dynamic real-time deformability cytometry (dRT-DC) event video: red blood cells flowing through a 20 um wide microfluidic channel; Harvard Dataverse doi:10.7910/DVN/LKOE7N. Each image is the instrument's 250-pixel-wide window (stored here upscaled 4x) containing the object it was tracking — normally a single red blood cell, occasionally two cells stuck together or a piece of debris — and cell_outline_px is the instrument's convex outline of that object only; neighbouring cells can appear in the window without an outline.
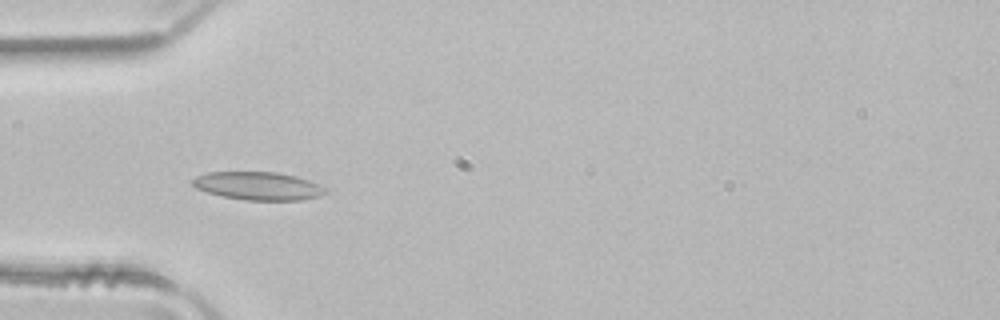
{"species": "common noctule bat (a hibernating species)", "species_latin": "Nyctalus noctula", "temperature_condition": "room temperature", "stored_images_in_passage": 38, "camera_frame_rate_fps": 3000, "um_per_image_px": 0.085, "animal": {"sex": "male", "body_mass_g": 21.5, "forearm_length_mm": 52.0}, "frame": {"image": 1, "passage_image": 9, "time_ms": 2.667, "image_size_px": [1000, 320], "cell_outline_px": [[328, 192], [320, 196], [300, 200], [244, 200], [224, 196], [208, 192], [196, 188], [192, 184], [192, 180], [196, 176], [208, 172], [276, 172], [296, 176], [308, 180], [328, 188]], "centroid_in_image_um": [21.97, 15.8], "position_along_channel_um": 63.0, "area_um2": 21.73}}
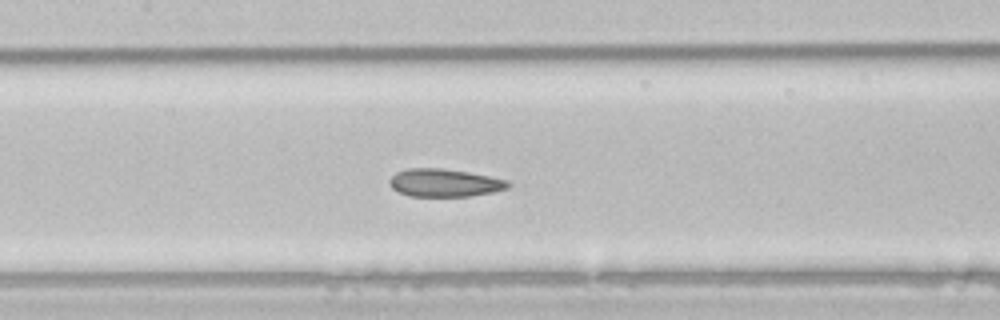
{"frame": {"image": 2, "passage_image": 17, "time_ms": 5.333, "image_size_px": [1000, 320], "cell_outline_px": [[512, 184], [508, 188], [492, 192], [472, 196], [408, 196], [396, 192], [388, 184], [388, 180], [396, 172], [408, 168], [440, 168], [468, 172], [508, 180]], "centroid_in_image_um": [37.75, 15.54], "position_along_channel_um": 169.7, "area_um2": 19.42}}
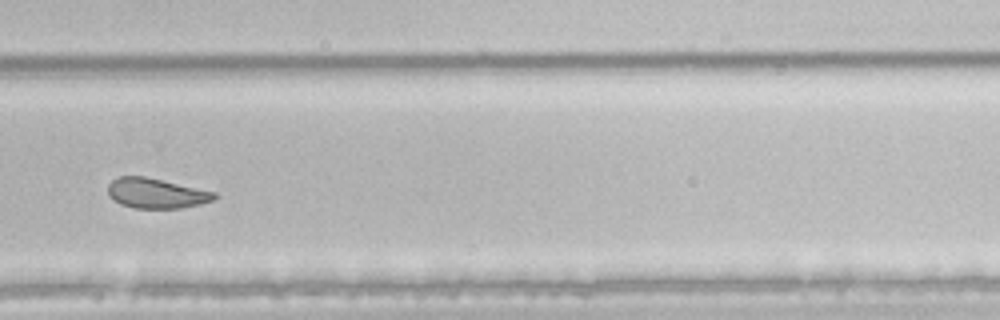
{"frame": {"image": 3, "passage_image": 28, "time_ms": 9.0, "image_size_px": [1000, 320], "cell_outline_px": [[220, 196], [212, 200], [200, 204], [180, 208], [132, 208], [120, 204], [108, 196], [108, 184], [116, 176], [144, 176], [216, 192]], "centroid_in_image_um": [13.26, 16.43], "position_along_channel_um": 316.5, "area_um2": 18.73}, "authors_computed_cell_mechanics": {"area_um2": 20.0277, "velocity_mm_per_s": 4.027, "shape_relaxation_time_tau1_ms": 9.6854, "shape_relaxation_time_tau2_ms": 2.4602, "deformation_change_tau1": 0.1826, "deformation_change_tau2": 0.0745}}